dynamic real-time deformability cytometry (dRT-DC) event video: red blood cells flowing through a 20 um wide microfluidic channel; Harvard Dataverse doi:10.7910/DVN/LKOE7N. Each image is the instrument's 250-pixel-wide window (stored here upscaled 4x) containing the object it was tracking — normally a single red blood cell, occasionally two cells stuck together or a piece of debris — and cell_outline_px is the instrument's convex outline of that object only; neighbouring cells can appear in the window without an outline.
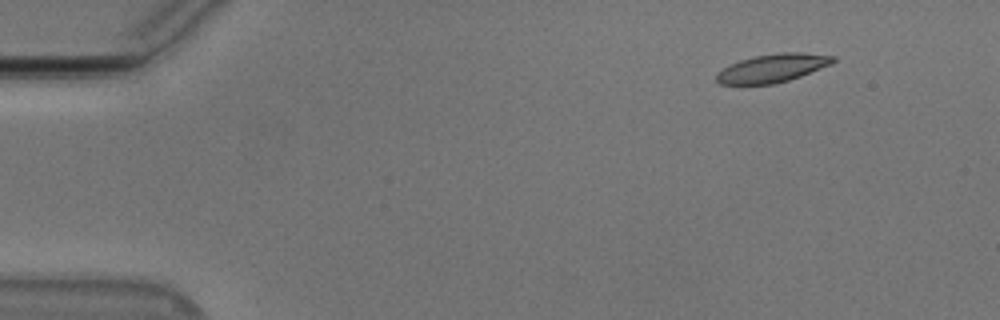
{"species": "Egyptian fruit bat (a non-hibernating species)", "species_latin": "Rousettus aegyptiacus", "temperature_condition": "cold", "stored_images_in_passage": 43, "camera_frame_rate_fps": 3000, "um_per_image_px": 0.085, "animal": {"sex": "male"}, "frame": {"image": 1, "passage_image": 1, "time_ms": 0.0, "image_size_px": [1000, 320], "cell_outline_px": [[836, 60], [832, 64], [800, 76], [788, 80], [772, 84], [720, 84], [716, 80], [716, 72], [740, 60], [752, 56], [780, 52], [800, 52], [836, 56]], "centroid_in_image_um": [65.68, 5.78], "position_along_channel_um": 19.3, "area_um2": 19.19}}
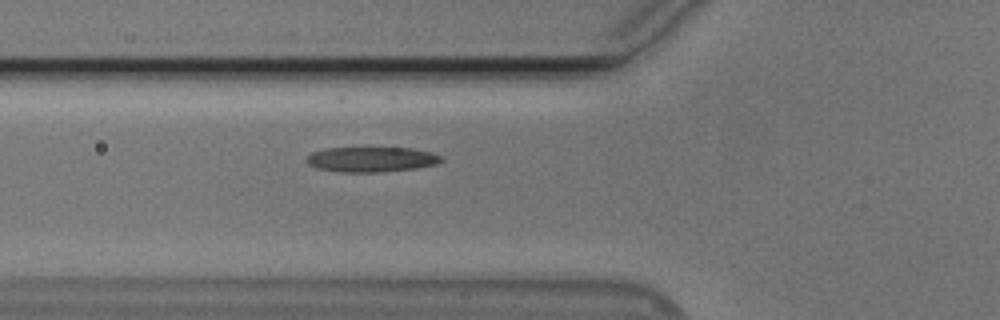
{"frame": {"image": 2, "passage_image": 15, "time_ms": 4.667, "image_size_px": [1000, 320], "cell_outline_px": [[444, 160], [436, 164], [416, 168], [376, 172], [344, 172], [320, 168], [308, 164], [304, 160], [312, 152], [324, 148], [412, 148], [432, 152], [444, 156]], "centroid_in_image_um": [31.61, 13.53], "position_along_channel_um": 94.2, "area_um2": 19.65}}
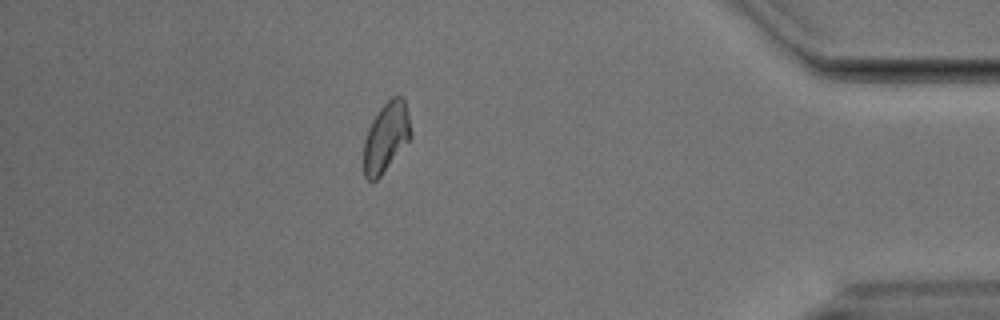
{"frame": {"image": 3, "passage_image": 43, "time_ms": 14.0, "image_size_px": [1000, 320], "cell_outline_px": [[412, 136], [380, 176], [376, 180], [368, 180], [364, 176], [364, 140], [368, 128], [372, 120], [380, 108], [392, 96], [404, 96], [412, 132]], "centroid_in_image_um": [32.82, 11.63], "position_along_channel_um": 402.4, "area_um2": 18.96}, "authors_computed_cell_mechanics": {"area_um2": 19.4786, "velocity_mm_per_s": 3.7433, "shape_relaxation_time_tau1_ms": 4.3968, "shape_relaxation_time_tau2_ms": 3.2488, "deformation_change_tau1": 0.1414, "deformation_change_tau2": 0.1047}}